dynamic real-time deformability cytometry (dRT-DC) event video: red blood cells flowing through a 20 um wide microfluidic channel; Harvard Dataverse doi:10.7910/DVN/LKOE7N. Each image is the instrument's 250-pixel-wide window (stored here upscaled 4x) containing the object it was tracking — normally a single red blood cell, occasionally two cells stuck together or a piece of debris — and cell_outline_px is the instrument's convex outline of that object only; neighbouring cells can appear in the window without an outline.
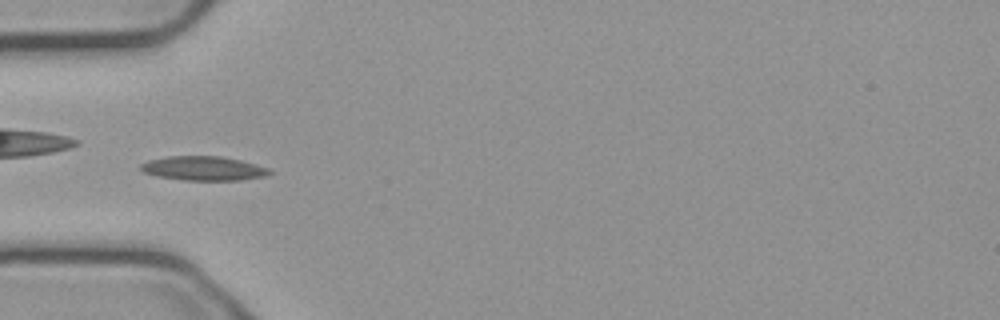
{"species": "common noctule bat (a hibernating species)", "species_latin": "Nyctalus noctula", "temperature_condition": "cold", "stored_images_in_passage": 55, "camera_frame_rate_fps": 3000, "um_per_image_px": 0.085, "animal": {"sex": "male", "body_mass_g": 23.1, "forearm_length_mm": 52.7}, "frame": {"image": 1, "passage_image": 17, "time_ms": 5.333, "image_size_px": [1000, 320], "cell_outline_px": [[272, 172], [264, 176], [240, 180], [184, 180], [156, 176], [144, 172], [140, 168], [140, 164], [148, 160], [168, 156], [220, 156], [240, 160], [256, 164], [268, 168]], "centroid_in_image_um": [17.27, 14.31], "position_along_channel_um": 67.7, "area_um2": 18.09}}
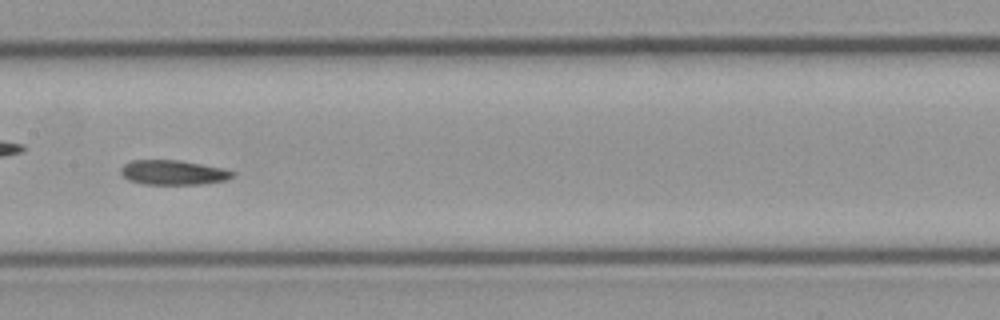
{"frame": {"image": 2, "passage_image": 27, "time_ms": 8.667, "image_size_px": [1000, 320], "cell_outline_px": [[236, 176], [228, 180], [204, 184], [144, 184], [128, 180], [120, 172], [120, 168], [124, 164], [132, 160], [180, 160], [224, 168], [236, 172]], "centroid_in_image_um": [14.78, 14.66], "position_along_channel_um": 192.6, "area_um2": 16.3}}
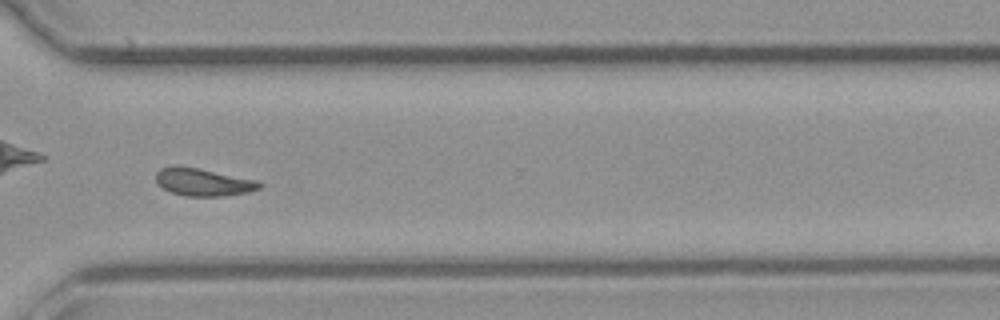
{"frame": {"image": 3, "passage_image": 40, "time_ms": 13.0, "image_size_px": [1000, 320], "cell_outline_px": [[264, 184], [260, 188], [248, 192], [224, 196], [184, 196], [172, 192], [156, 184], [156, 172], [160, 168], [176, 164], [256, 180]], "centroid_in_image_um": [17.23, 15.47], "position_along_channel_um": 353.4, "area_um2": 16.65}, "authors_computed_cell_mechanics": {"area_um2": 16.473, "velocity_mm_per_s": 3.7159, "shape_relaxation_time_tau1_ms": null, "shape_relaxation_time_tau2_ms": 4.3537, "deformation_change_tau1": null, "deformation_change_tau2": 0.1}}